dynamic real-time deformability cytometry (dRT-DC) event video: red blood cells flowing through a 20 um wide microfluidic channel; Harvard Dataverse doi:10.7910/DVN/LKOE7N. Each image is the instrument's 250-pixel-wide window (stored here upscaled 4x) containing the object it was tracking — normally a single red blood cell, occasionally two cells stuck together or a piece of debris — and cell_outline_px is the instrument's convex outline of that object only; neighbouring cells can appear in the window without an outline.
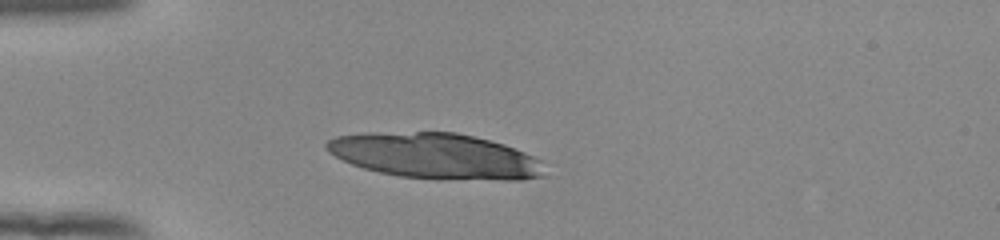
{"species": "human", "species_latin": "Homo sapiens", "temperature_condition": "room temperature", "stored_images_in_passage": 38, "camera_frame_rate_fps": 3000, "um_per_image_px": 0.085, "donor": {"sex": "female"}, "frame": {"image": 1, "passage_image": 1, "time_ms": 0.0, "image_size_px": [1000, 240], "cell_outline_px": [[548, 176], [520, 180], [504, 180], [400, 176], [380, 172], [364, 168], [352, 164], [328, 152], [324, 148], [324, 144], [328, 140], [336, 136], [364, 132], [456, 132], [504, 144], [524, 152], [540, 160]], "centroid_in_image_um": [37.0, 13.24], "position_along_channel_um": 48.0, "area_um2": 57.57}}